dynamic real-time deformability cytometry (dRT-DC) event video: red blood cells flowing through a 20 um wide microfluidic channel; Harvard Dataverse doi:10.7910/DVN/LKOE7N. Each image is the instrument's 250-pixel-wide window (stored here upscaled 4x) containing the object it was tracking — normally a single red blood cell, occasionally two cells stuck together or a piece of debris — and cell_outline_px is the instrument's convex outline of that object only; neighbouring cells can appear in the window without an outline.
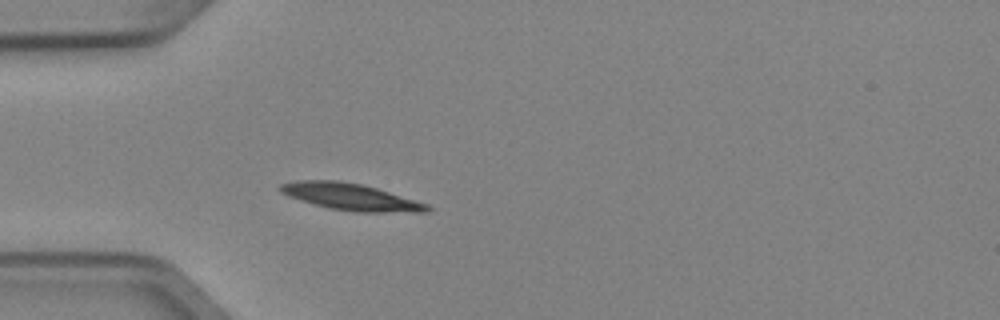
{"species": "Egyptian fruit bat (a non-hibernating species)", "species_latin": "Rousettus aegyptiacus", "temperature_condition": "cold", "stored_images_in_passage": 4, "camera_frame_rate_fps": 3000, "um_per_image_px": 0.085, "animal": {"sex": "female"}, "frame": {"image": 1, "passage_image": 4, "time_ms": 1.0, "image_size_px": [1000, 320], "cell_outline_px": [[432, 208], [428, 212], [356, 212], [328, 208], [300, 200], [288, 196], [280, 192], [276, 188], [280, 184], [300, 180], [336, 180], [360, 184], [376, 188], [428, 204]], "centroid_in_image_um": [29.78, 16.73], "position_along_channel_um": 55.2, "area_um2": 22.83}}